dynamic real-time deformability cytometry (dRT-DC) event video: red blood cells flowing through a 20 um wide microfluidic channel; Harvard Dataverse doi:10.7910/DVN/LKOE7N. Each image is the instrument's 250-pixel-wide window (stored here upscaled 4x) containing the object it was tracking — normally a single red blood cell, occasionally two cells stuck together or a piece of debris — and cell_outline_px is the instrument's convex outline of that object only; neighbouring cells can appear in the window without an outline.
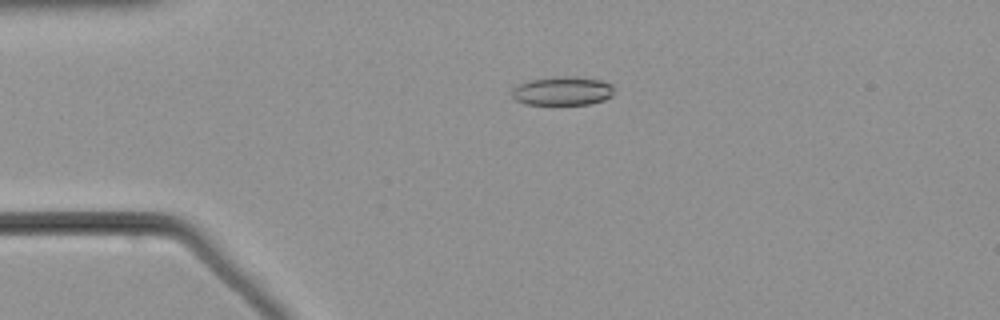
{"species": "common noctule bat (a hibernating species)", "species_latin": "Nyctalus noctula", "temperature_condition": "warm", "stored_images_in_passage": 20, "camera_frame_rate_fps": 3000, "um_per_image_px": 0.085, "animal": {"sex": "male", "body_mass_g": 21.5, "forearm_length_mm": 52.0}, "frame": {"image": 1, "passage_image": 11, "time_ms": 3.333, "image_size_px": [1000, 320], "cell_outline_px": [[612, 96], [604, 100], [588, 104], [524, 104], [516, 100], [512, 96], [512, 88], [528, 80], [600, 80], [612, 84]], "centroid_in_image_um": [47.78, 7.81], "position_along_channel_um": 37.2, "area_um2": 15.84}}
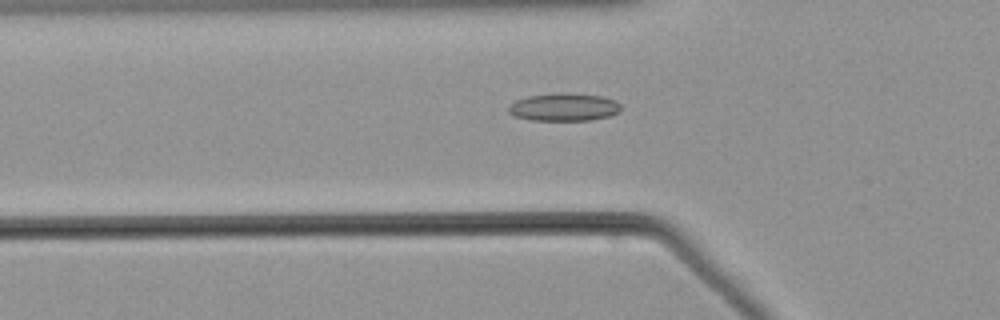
{"frame": {"image": 2, "passage_image": 17, "time_ms": 5.333, "image_size_px": [1000, 320], "cell_outline_px": [[620, 112], [608, 116], [588, 120], [532, 120], [512, 116], [508, 112], [508, 104], [516, 100], [528, 96], [560, 92], [604, 96], [616, 100], [620, 104]], "centroid_in_image_um": [47.91, 9.09], "position_along_channel_um": 77.9, "area_um2": 18.38}}
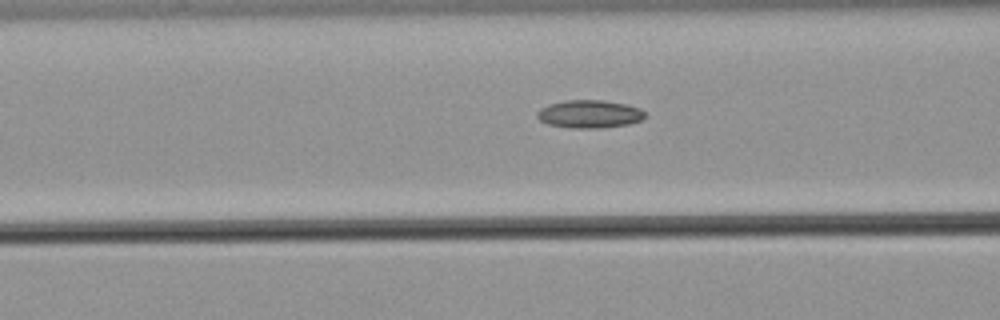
{"frame": {"image": 3, "passage_image": 20, "time_ms": 6.333, "image_size_px": [1000, 320], "cell_outline_px": [[648, 116], [640, 120], [628, 124], [604, 128], [572, 128], [548, 124], [540, 120], [536, 116], [536, 112], [540, 108], [548, 104], [568, 100], [604, 100], [628, 104], [640, 108]], "centroid_in_image_um": [50.12, 9.69], "position_along_channel_um": 116.5, "area_um2": 17.74}}